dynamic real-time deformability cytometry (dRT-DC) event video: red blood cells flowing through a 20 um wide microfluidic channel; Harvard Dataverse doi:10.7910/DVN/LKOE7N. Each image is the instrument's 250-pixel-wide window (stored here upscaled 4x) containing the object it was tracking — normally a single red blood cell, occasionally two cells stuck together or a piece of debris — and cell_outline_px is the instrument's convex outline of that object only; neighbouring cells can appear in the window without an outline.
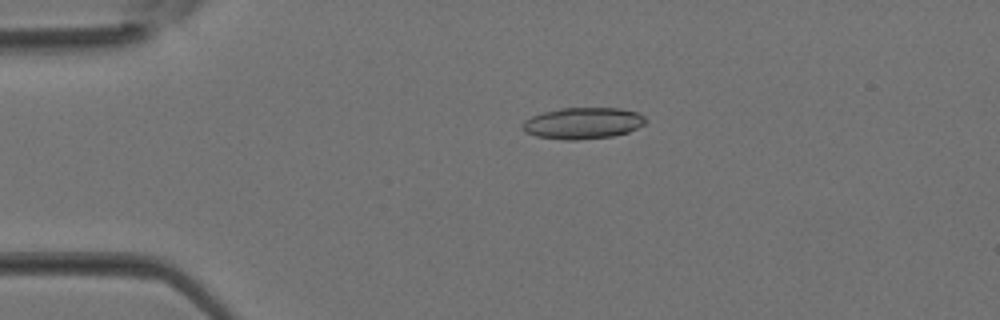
{"species": "Egyptian fruit bat (a non-hibernating species)", "species_latin": "Rousettus aegyptiacus", "temperature_condition": "room temperature", "stored_images_in_passage": 37, "camera_frame_rate_fps": 3000, "um_per_image_px": 0.085, "animal": {"sex": "female"}, "frame": {"image": 1, "passage_image": 8, "time_ms": 2.333, "image_size_px": [1000, 320], "cell_outline_px": [[648, 120], [644, 124], [628, 132], [612, 136], [576, 140], [564, 140], [536, 136], [524, 132], [520, 128], [524, 120], [532, 116], [544, 112], [560, 108], [620, 108], [636, 112], [644, 116]], "centroid_in_image_um": [49.52, 10.47], "position_along_channel_um": 35.5, "area_um2": 22.6}}
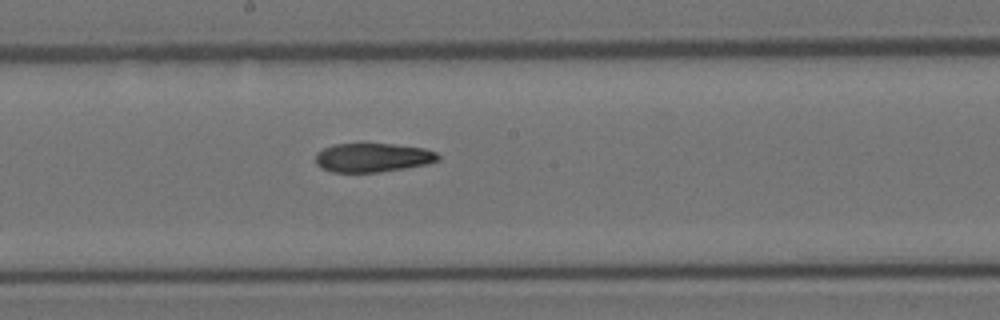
{"frame": {"image": 2, "passage_image": 20, "time_ms": 6.333, "image_size_px": [1000, 320], "cell_outline_px": [[440, 160], [428, 164], [380, 172], [332, 172], [320, 168], [316, 164], [316, 152], [332, 144], [392, 144], [424, 148], [436, 152], [440, 156]], "centroid_in_image_um": [31.67, 13.4], "position_along_channel_um": 216.5, "area_um2": 20.75}}
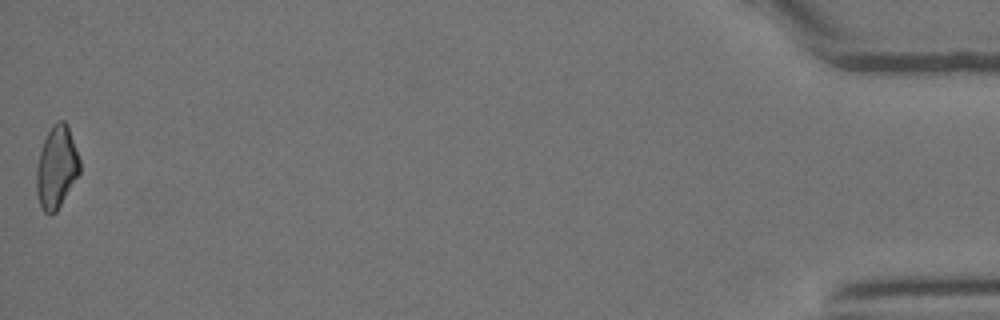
{"frame": {"image": 3, "passage_image": 37, "time_ms": 12.0, "image_size_px": [1000, 320], "cell_outline_px": [[80, 172], [56, 212], [48, 216], [40, 208], [36, 192], [36, 168], [40, 152], [44, 140], [52, 124], [56, 120], [64, 120], [68, 124], [80, 160]], "centroid_in_image_um": [4.8, 14.22], "position_along_channel_um": 430.4, "area_um2": 20.92}}